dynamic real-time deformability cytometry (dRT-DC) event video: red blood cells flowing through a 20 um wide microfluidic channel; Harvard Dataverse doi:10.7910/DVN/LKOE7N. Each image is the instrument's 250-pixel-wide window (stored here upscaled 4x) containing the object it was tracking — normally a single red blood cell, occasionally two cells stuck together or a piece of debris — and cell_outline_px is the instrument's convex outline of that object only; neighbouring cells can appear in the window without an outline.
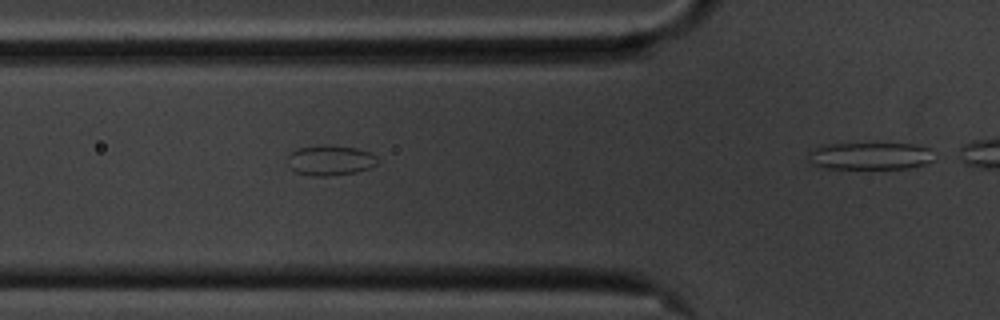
{"species": "common noctule bat (a hibernating species)", "species_latin": "Nyctalus noctula", "temperature_condition": "cold", "stored_images_in_passage": 13, "segment_of_instrument_passage": [2, 2], "camera_frame_rate_fps": 3000, "um_per_image_px": 0.085, "animal": {"sex": "male", "body_mass_g": 20.1, "forearm_length_mm": 53.5}, "frame": {"image": 1, "passage_image": 13, "time_ms": 4.0, "image_size_px": [1000, 320], "cell_outline_px": [[936, 160], [924, 164], [908, 168], [824, 168], [812, 164], [808, 160], [808, 152], [812, 148], [820, 144], [916, 144], [928, 148], [936, 156]], "centroid_in_image_um": [73.95, 13.25], "position_along_channel_um": 51.9, "area_um2": 20.17}}